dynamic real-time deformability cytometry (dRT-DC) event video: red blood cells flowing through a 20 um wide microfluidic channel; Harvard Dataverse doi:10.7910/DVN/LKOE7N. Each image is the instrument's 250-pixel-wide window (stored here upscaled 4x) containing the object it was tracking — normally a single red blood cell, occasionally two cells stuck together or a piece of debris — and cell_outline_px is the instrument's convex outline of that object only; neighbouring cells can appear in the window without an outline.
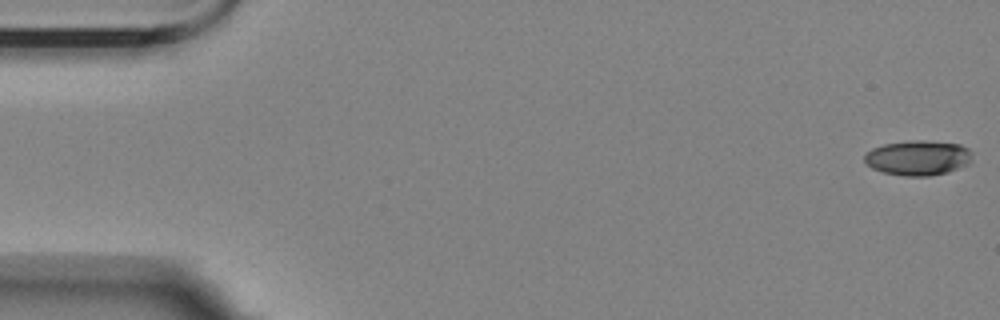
{"species": "Egyptian fruit bat (a non-hibernating species)", "species_latin": "Rousettus aegyptiacus", "temperature_condition": "room temperature", "stored_images_in_passage": 57, "camera_frame_rate_fps": 3000, "um_per_image_px": 0.085, "animal": {"sex": "female"}, "frame": {"image": 1, "passage_image": 1, "time_ms": 0.0, "image_size_px": [1000, 320], "cell_outline_px": [[972, 152], [968, 164], [948, 172], [928, 176], [904, 176], [884, 172], [872, 168], [864, 160], [864, 156], [872, 148], [884, 144], [916, 140], [920, 140], [960, 144], [968, 148]], "centroid_in_image_um": [78.03, 13.42], "position_along_channel_um": 7.0, "area_um2": 21.73}}
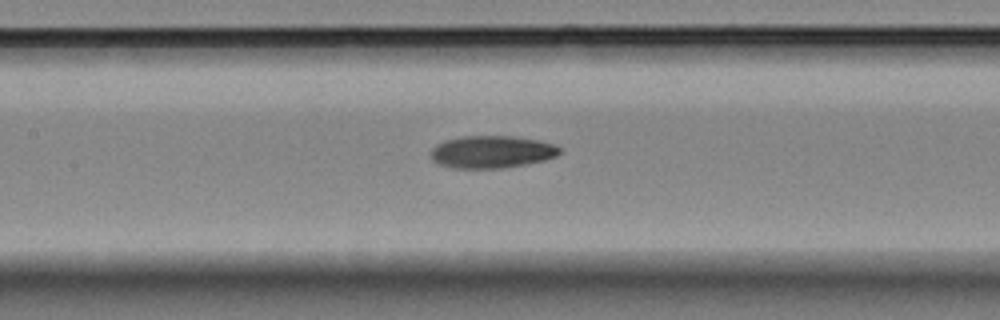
{"frame": {"image": 2, "passage_image": 26, "time_ms": 8.333, "image_size_px": [1000, 320], "cell_outline_px": [[560, 152], [556, 156], [544, 160], [504, 168], [452, 168], [440, 164], [432, 160], [432, 148], [436, 144], [444, 140], [464, 136], [512, 136], [536, 140], [552, 144], [560, 148]], "centroid_in_image_um": [41.77, 12.91], "position_along_channel_um": 165.6, "area_um2": 24.1}}
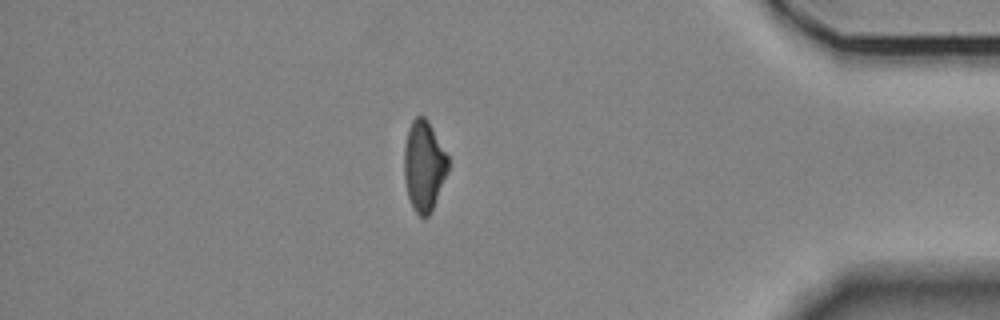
{"frame": {"image": 3, "passage_image": 49, "time_ms": 16.0, "image_size_px": [1000, 320], "cell_outline_px": [[448, 172], [432, 208], [428, 216], [420, 216], [416, 212], [408, 196], [404, 176], [404, 148], [408, 128], [412, 120], [416, 116], [424, 116], [428, 120], [448, 156]], "centroid_in_image_um": [36.03, 14.05], "position_along_channel_um": 399.2, "area_um2": 22.89}}